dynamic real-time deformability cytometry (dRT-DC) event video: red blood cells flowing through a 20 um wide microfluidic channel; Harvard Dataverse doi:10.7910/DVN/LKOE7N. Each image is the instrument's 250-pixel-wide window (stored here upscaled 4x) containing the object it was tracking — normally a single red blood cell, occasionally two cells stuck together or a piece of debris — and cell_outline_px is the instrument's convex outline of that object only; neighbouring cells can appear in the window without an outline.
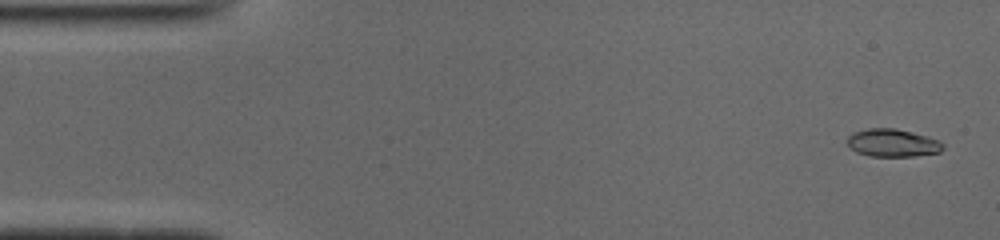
{"species": "common noctule bat (a hibernating species)", "species_latin": "Nyctalus noctula", "temperature_condition": "cold", "stored_images_in_passage": 51, "camera_frame_rate_fps": 3000, "um_per_image_px": 0.085, "animal": {"sex": "male", "body_mass_g": 19.0, "forearm_length_mm": 50.8}, "frame": {"image": 1, "passage_image": 2, "time_ms": 0.333, "image_size_px": [1000, 240], "cell_outline_px": [[944, 148], [940, 152], [912, 156], [868, 156], [856, 152], [848, 144], [848, 136], [852, 132], [868, 128], [896, 128], [928, 136], [940, 140], [944, 144]], "centroid_in_image_um": [75.89, 12.14], "position_along_channel_um": 9.1, "area_um2": 15.61}}
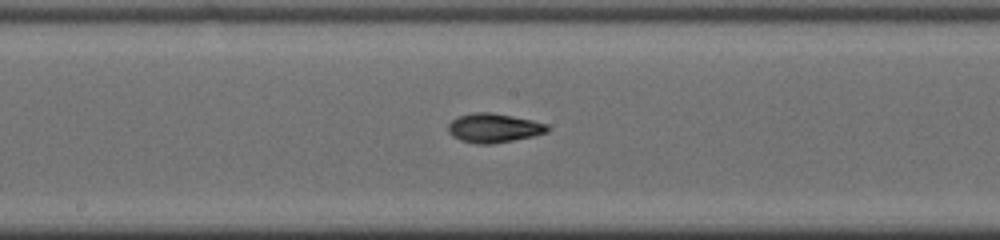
{"frame": {"image": 2, "passage_image": 26, "time_ms": 8.333, "image_size_px": [1000, 240], "cell_outline_px": [[548, 132], [532, 136], [492, 144], [480, 144], [460, 140], [452, 136], [448, 128], [448, 124], [452, 120], [460, 116], [472, 112], [488, 112], [512, 116], [532, 120], [548, 124]], "centroid_in_image_um": [41.97, 10.87], "position_along_channel_um": 206.2, "area_um2": 16.65}}
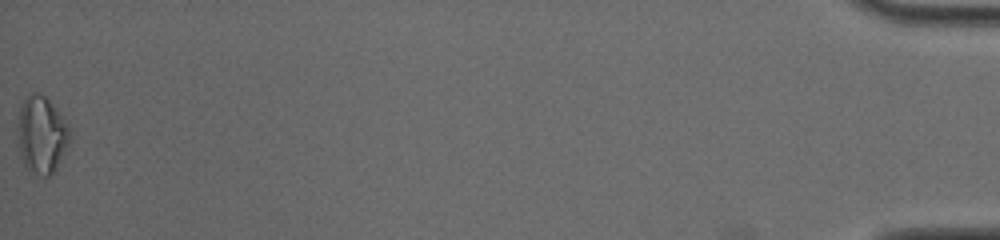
{"frame": {"image": 3, "passage_image": 51, "time_ms": 16.667, "image_size_px": [1000, 240], "cell_outline_px": [[68, 144], [52, 172], [48, 176], [44, 176], [28, 168], [24, 164], [20, 156], [20, 108], [24, 100], [32, 92], [36, 92], [44, 96], [48, 100], [68, 124]], "centroid_in_image_um": [3.54, 11.43], "position_along_channel_um": 431.7, "area_um2": 22.02}, "authors_computed_cell_mechanics": {"area_um2": 15.9528, "velocity_mm_per_s": 3.9446, "shape_relaxation_time_tau1_ms": 6.3587, "shape_relaxation_time_tau2_ms": 3.1742, "deformation_change_tau1": 0.2164, "deformation_change_tau2": 0.0723}}